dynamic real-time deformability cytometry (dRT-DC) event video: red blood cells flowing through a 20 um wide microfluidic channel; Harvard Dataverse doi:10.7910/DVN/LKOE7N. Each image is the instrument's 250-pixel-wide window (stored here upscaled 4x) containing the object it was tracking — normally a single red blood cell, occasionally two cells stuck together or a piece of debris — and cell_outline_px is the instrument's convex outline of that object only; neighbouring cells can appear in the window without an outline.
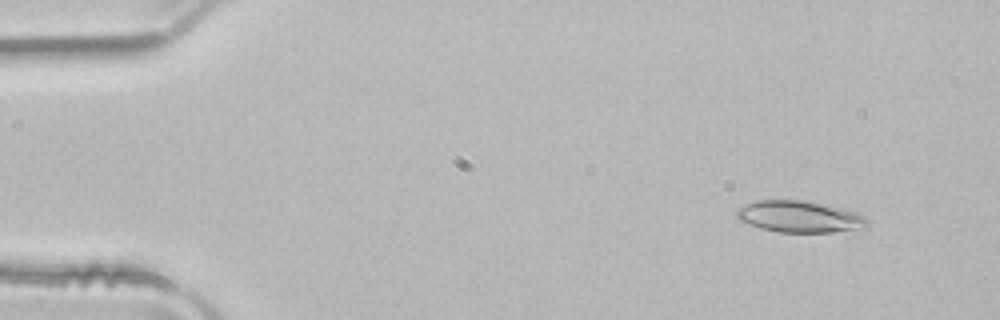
{"species": "common noctule bat (a hibernating species)", "species_latin": "Nyctalus noctula", "temperature_condition": "room temperature", "stored_images_in_passage": 50, "camera_frame_rate_fps": 3000, "um_per_image_px": 0.085, "animal": {"sex": "male", "body_mass_g": 21.5, "forearm_length_mm": 52.0}, "frame": {"image": 1, "passage_image": 4, "time_ms": 1.0, "image_size_px": [1000, 320], "cell_outline_px": [[868, 224], [852, 228], [832, 232], [776, 232], [760, 228], [748, 224], [740, 220], [736, 216], [736, 208], [744, 204], [756, 200], [804, 200], [844, 208], [856, 212], [864, 216], [868, 220]], "centroid_in_image_um": [67.87, 18.39], "position_along_channel_um": 17.1, "area_um2": 23.93}}
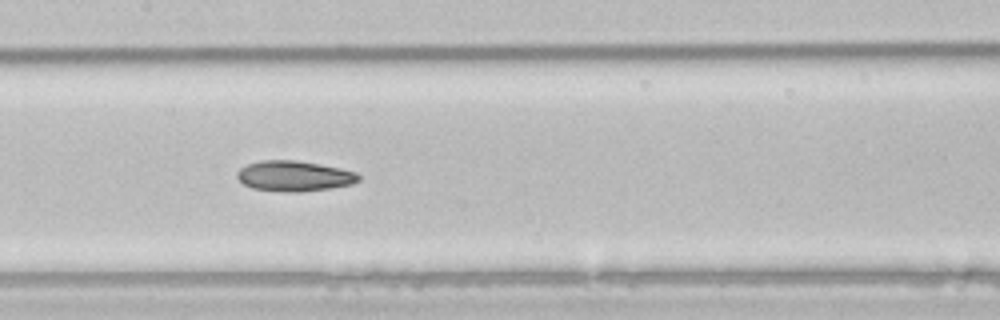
{"frame": {"image": 2, "passage_image": 24, "time_ms": 7.667, "image_size_px": [1000, 320], "cell_outline_px": [[360, 180], [352, 184], [332, 188], [300, 192], [288, 192], [252, 188], [244, 184], [236, 176], [236, 172], [240, 168], [248, 164], [260, 160], [296, 160], [320, 164], [340, 168], [356, 172], [360, 176]], "centroid_in_image_um": [25.02, 14.96], "position_along_channel_um": 182.4, "area_um2": 21.62}}
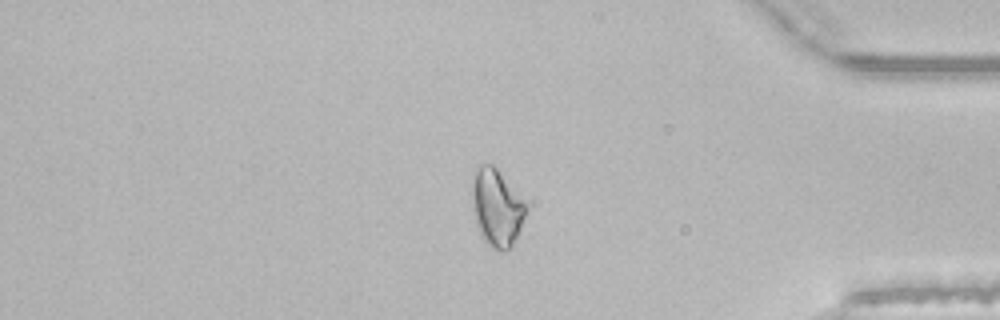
{"frame": {"image": 3, "passage_image": 42, "time_ms": 13.667, "image_size_px": [1000, 320], "cell_outline_px": [[528, 208], [520, 228], [512, 244], [504, 252], [500, 252], [492, 248], [480, 236], [476, 224], [472, 208], [472, 184], [476, 168], [480, 164], [492, 164], [528, 200]], "centroid_in_image_um": [42.24, 17.63], "position_along_channel_um": 393.0, "area_um2": 24.74}, "authors_computed_cell_mechanics": {"area_um2": 23.3223, "velocity_mm_per_s": 3.9694, "shape_relaxation_time_tau1_ms": null, "shape_relaxation_time_tau2_ms": 3.4116, "deformation_change_tau1": null, "deformation_change_tau2": 0.0929}}